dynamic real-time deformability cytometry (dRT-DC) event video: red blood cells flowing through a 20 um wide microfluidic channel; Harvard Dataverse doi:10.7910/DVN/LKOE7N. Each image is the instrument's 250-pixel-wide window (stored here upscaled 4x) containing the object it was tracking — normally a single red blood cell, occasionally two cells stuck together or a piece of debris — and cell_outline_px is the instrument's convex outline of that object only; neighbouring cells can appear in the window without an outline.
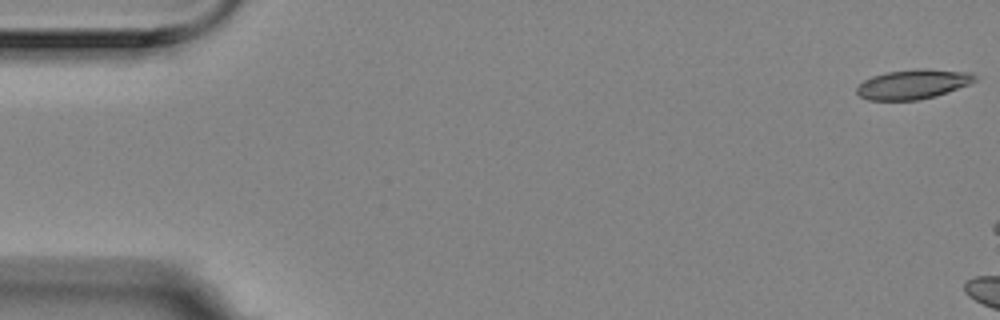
{"species": "Egyptian fruit bat (a non-hibernating species)", "species_latin": "Rousettus aegyptiacus", "temperature_condition": "room temperature", "stored_images_in_passage": 6, "camera_frame_rate_fps": 3000, "um_per_image_px": 0.085, "animal": {"sex": "female"}, "frame": {"image": 1, "passage_image": 1, "time_ms": 0.0, "image_size_px": [1000, 320], "cell_outline_px": [[976, 80], [968, 84], [936, 96], [916, 100], [868, 100], [860, 96], [856, 92], [856, 88], [864, 80], [872, 76], [888, 72], [916, 68], [924, 68], [972, 72], [976, 76]], "centroid_in_image_um": [77.6, 7.15], "position_along_channel_um": 7.4, "area_um2": 20.35}}